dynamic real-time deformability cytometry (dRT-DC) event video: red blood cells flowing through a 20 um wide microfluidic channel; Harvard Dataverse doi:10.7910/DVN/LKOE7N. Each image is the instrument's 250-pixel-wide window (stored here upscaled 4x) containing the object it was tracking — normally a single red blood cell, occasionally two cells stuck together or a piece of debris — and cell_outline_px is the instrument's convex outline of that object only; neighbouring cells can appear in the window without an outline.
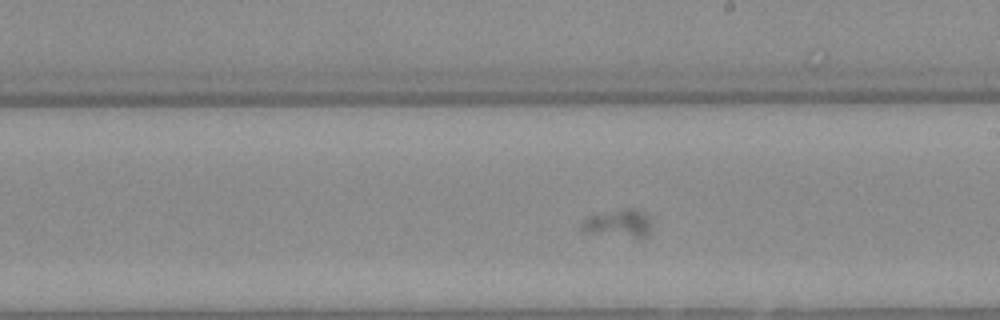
{"species": "Egyptian fruit bat (a non-hibernating species)", "species_latin": "Rousettus aegyptiacus", "temperature_condition": "warm", "stored_images_in_passage": 40, "segment_of_instrument_passage": [2, 2], "camera_frame_rate_fps": 3000, "um_per_image_px": 0.085, "animal": {"sex": "female"}, "frame": {"image": 1, "passage_image": 15, "time_ms": 4.667, "image_size_px": [1000, 320], "cell_outline_px": [[648, 236], [644, 240], [580, 232], [580, 228], [584, 220], [588, 216], [628, 208], [636, 208], [648, 220]], "centroid_in_image_um": [52.52, 19.06], "position_along_channel_um": 236.5, "area_um2": 11.39}}
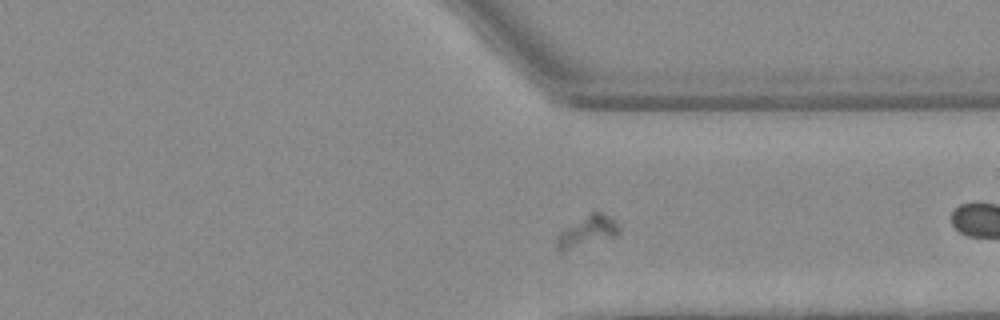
{"frame": {"image": 2, "passage_image": 25, "time_ms": 8.0, "image_size_px": [1000, 320], "cell_outline_px": [[620, 232], [616, 236], [564, 252], [560, 252], [556, 248], [556, 236], [560, 232], [592, 212], [600, 212], [612, 220], [620, 228]], "centroid_in_image_um": [49.88, 19.73], "position_along_channel_um": 361.5, "area_um2": 10.92}}
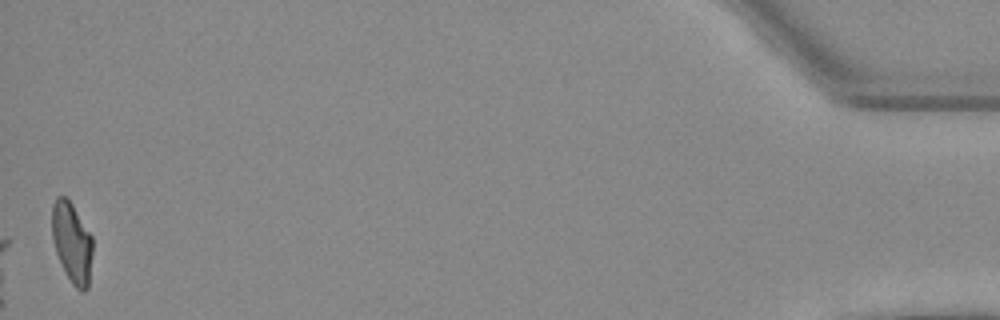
{"frame": {"image": 3, "passage_image": 40, "time_ms": 13.0, "image_size_px": [1000, 320], "cell_outline_px": [[92, 252], [88, 288], [84, 292], [76, 288], [72, 284], [56, 252], [52, 236], [52, 204], [56, 196], [64, 196], [72, 204], [92, 236]], "centroid_in_image_um": [6.12, 20.6], "position_along_channel_um": 429.1, "area_um2": 18.79}}